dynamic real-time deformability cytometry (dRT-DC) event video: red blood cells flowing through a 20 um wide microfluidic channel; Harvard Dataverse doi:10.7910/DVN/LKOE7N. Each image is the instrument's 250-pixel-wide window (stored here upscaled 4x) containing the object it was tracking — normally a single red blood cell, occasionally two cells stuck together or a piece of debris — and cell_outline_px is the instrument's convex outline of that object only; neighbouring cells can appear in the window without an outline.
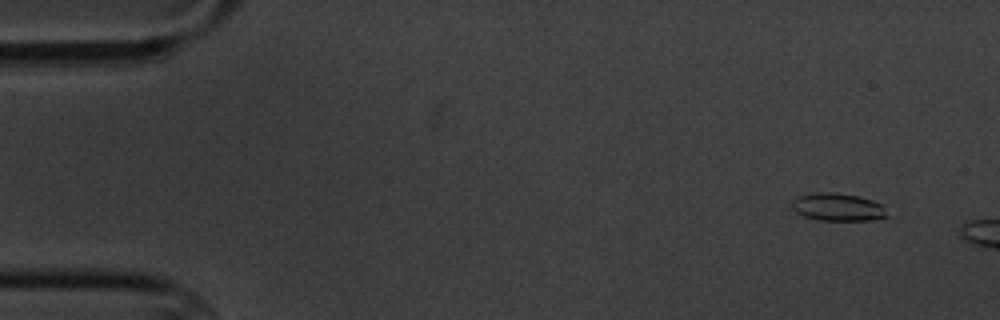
{"species": "common noctule bat (a hibernating species)", "species_latin": "Nyctalus noctula", "temperature_condition": "cold", "stored_images_in_passage": 3, "camera_frame_rate_fps": 3000, "um_per_image_px": 0.085, "animal": {"sex": "male", "body_mass_g": 20.1, "forearm_length_mm": 53.5}, "frame": {"image": 1, "passage_image": 1, "time_ms": 0.0, "image_size_px": [1000, 320], "cell_outline_px": [[892, 216], [868, 220], [820, 220], [804, 216], [796, 212], [792, 208], [792, 200], [796, 196], [816, 192], [836, 192], [856, 196], [872, 200], [880, 204]], "centroid_in_image_um": [71.21, 17.6], "position_along_channel_um": 13.8, "area_um2": 15.43}}